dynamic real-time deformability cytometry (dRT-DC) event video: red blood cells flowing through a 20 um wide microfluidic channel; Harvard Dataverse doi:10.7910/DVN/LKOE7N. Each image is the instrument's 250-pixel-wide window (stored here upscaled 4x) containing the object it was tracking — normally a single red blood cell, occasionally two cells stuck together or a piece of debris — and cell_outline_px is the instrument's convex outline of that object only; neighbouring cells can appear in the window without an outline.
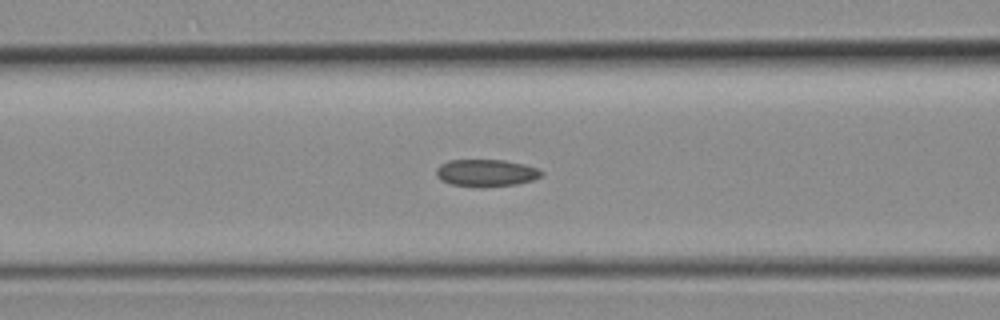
{"species": "common noctule bat (a hibernating species)", "species_latin": "Nyctalus noctula", "temperature_condition": "room temperature", "stored_images_in_passage": 4, "camera_frame_rate_fps": 3000, "um_per_image_px": 0.085, "animal": {"sex": "female", "body_mass_g": 19.3, "forearm_length_mm": 54.1}, "frame": {"image": 1, "passage_image": 4, "time_ms": 1.0, "image_size_px": [1000, 320], "cell_outline_px": [[544, 172], [540, 176], [532, 180], [516, 184], [480, 188], [452, 184], [440, 180], [436, 176], [436, 168], [440, 164], [448, 160], [504, 160], [524, 164], [536, 168]], "centroid_in_image_um": [41.28, 14.7], "position_along_channel_um": 125.3, "area_um2": 16.76}}